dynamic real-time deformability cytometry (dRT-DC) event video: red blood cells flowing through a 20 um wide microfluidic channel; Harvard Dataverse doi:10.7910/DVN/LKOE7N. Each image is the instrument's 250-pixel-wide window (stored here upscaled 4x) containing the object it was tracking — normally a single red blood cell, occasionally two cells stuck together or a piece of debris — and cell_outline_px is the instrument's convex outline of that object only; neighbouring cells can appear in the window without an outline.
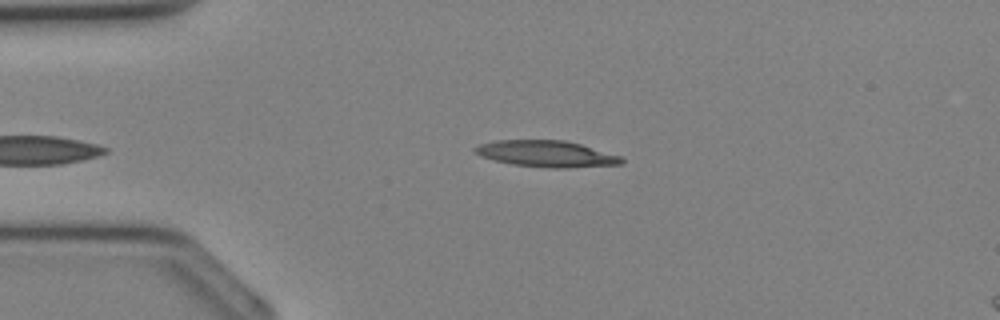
{"species": "Egyptian fruit bat (a non-hibernating species)", "species_latin": "Rousettus aegyptiacus", "temperature_condition": "cold", "stored_images_in_passage": 25, "camera_frame_rate_fps": 3000, "um_per_image_px": 0.085, "animal": {"sex": "female"}, "frame": {"image": 1, "passage_image": 1, "time_ms": 0.0, "image_size_px": [1000, 320], "cell_outline_px": [[624, 164], [568, 168], [548, 168], [512, 164], [480, 156], [472, 152], [472, 148], [480, 144], [496, 140], [564, 140], [580, 144], [624, 156]], "centroid_in_image_um": [46.48, 13.08], "position_along_channel_um": 38.5, "area_um2": 22.77}}
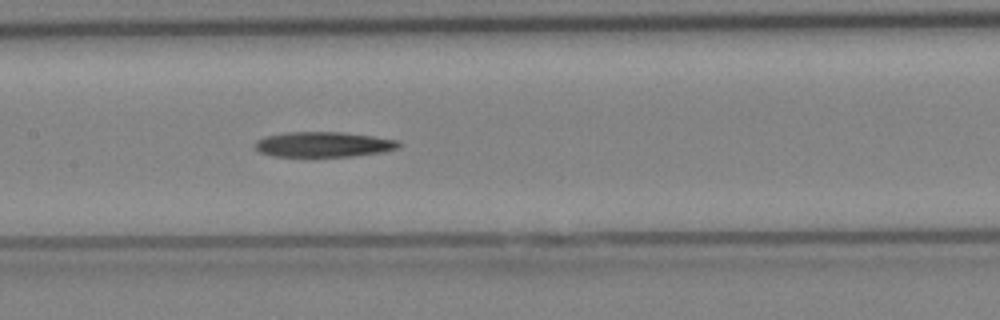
{"frame": {"image": 2, "passage_image": 10, "time_ms": 3.0, "image_size_px": [1000, 320], "cell_outline_px": [[400, 148], [380, 152], [352, 156], [312, 160], [272, 156], [260, 152], [252, 144], [256, 140], [264, 136], [284, 132], [340, 132], [372, 136], [400, 140]], "centroid_in_image_um": [27.41, 12.32], "position_along_channel_um": 180.0, "area_um2": 22.31}}
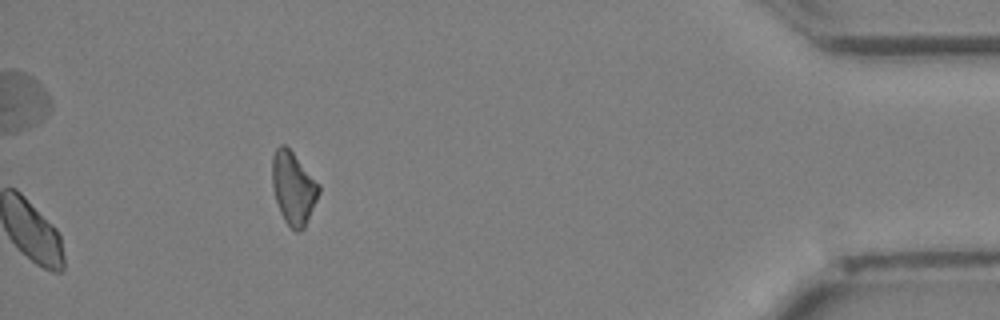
{"frame": {"image": 3, "passage_image": 25, "time_ms": 8.0, "image_size_px": [1000, 320], "cell_outline_px": [[320, 192], [304, 228], [300, 232], [296, 232], [284, 220], [280, 212], [276, 200], [272, 184], [272, 156], [276, 148], [280, 144], [284, 144], [292, 152], [320, 184]], "centroid_in_image_um": [24.93, 15.98], "position_along_channel_um": 410.3, "area_um2": 19.65}}